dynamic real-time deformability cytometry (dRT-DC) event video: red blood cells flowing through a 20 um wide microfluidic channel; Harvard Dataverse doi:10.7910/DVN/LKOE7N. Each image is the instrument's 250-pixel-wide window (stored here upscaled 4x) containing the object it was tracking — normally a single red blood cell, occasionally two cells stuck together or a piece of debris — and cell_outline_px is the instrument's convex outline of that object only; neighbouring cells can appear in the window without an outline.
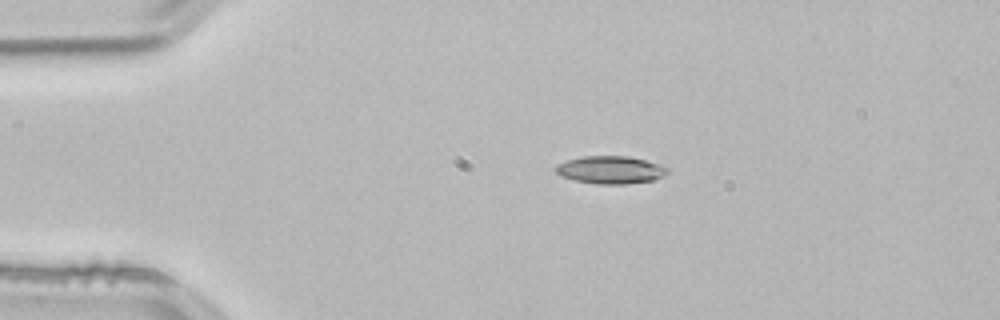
{"species": "common noctule bat (a hibernating species)", "species_latin": "Nyctalus noctula", "temperature_condition": "room temperature", "stored_images_in_passage": 3, "camera_frame_rate_fps": 3000, "um_per_image_px": 0.085, "animal": {"sex": "male", "body_mass_g": 21.5, "forearm_length_mm": 52.0}, "frame": {"image": 1, "passage_image": 3, "time_ms": 0.667, "image_size_px": [1000, 320], "cell_outline_px": [[668, 172], [664, 176], [652, 180], [624, 184], [596, 184], [576, 180], [560, 176], [552, 168], [556, 164], [568, 160], [584, 156], [628, 156], [660, 164], [668, 168]], "centroid_in_image_um": [51.86, 14.44], "position_along_channel_um": 33.1, "area_um2": 18.03}}